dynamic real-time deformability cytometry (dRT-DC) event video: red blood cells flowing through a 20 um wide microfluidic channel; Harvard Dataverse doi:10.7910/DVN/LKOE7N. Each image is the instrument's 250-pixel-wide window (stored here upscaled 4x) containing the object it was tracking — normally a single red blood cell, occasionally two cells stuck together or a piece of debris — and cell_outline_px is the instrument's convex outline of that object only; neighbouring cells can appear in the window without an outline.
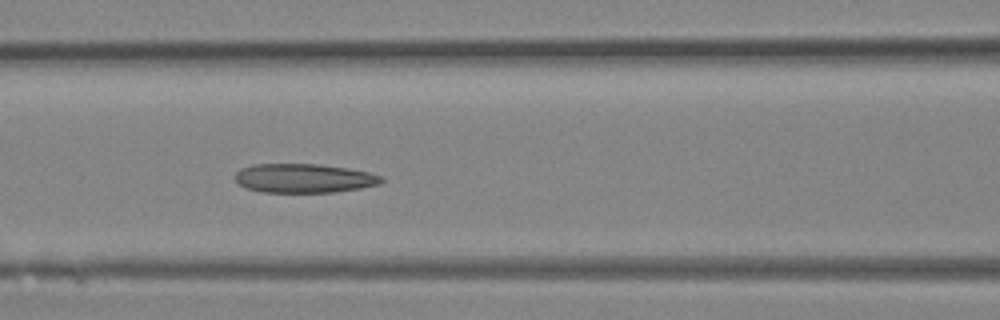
{"species": "Egyptian fruit bat (a non-hibernating species)", "species_latin": "Rousettus aegyptiacus", "temperature_condition": "room temperature", "stored_images_in_passage": 15, "camera_frame_rate_fps": 3000, "um_per_image_px": 0.085, "animal": {"sex": "female"}, "frame": {"image": 1, "passage_image": 15, "time_ms": 4.667, "image_size_px": [1000, 320], "cell_outline_px": [[384, 180], [380, 184], [360, 188], [332, 192], [260, 192], [244, 188], [236, 180], [236, 172], [240, 168], [252, 164], [320, 164], [348, 168], [368, 172], [384, 176]], "centroid_in_image_um": [25.84, 15.15], "position_along_channel_um": 140.8, "area_um2": 24.91}}